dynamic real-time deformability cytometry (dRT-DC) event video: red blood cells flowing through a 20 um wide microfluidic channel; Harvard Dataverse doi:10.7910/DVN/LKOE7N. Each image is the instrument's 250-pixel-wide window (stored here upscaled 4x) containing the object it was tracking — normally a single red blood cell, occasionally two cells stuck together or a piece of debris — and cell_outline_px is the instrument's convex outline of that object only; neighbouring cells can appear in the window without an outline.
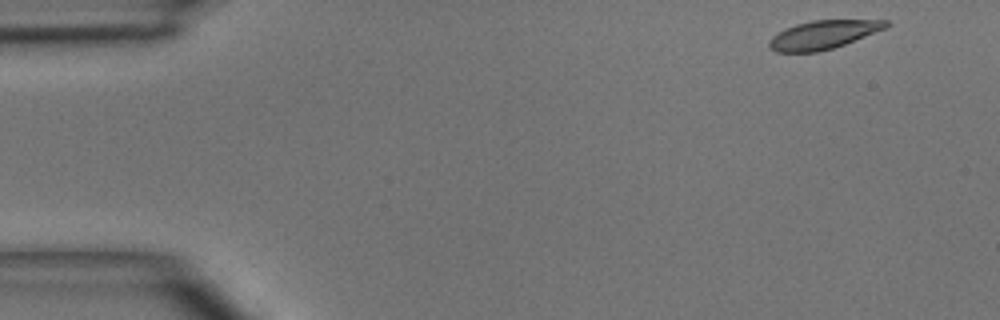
{"species": "common noctule bat (a hibernating species)", "species_latin": "Nyctalus noctula", "temperature_condition": "room temperature", "stored_images_in_passage": 4, "camera_frame_rate_fps": 3000, "um_per_image_px": 0.085, "animal": {"sex": "male", "body_mass_g": 15.6}, "frame": {"image": 1, "passage_image": 1, "time_ms": 0.0, "image_size_px": [1000, 320], "cell_outline_px": [[892, 24], [884, 28], [844, 44], [832, 48], [816, 52], [776, 52], [768, 44], [768, 40], [772, 36], [796, 24], [812, 20], [888, 20]], "centroid_in_image_um": [69.96, 2.95], "position_along_channel_um": 15.0, "area_um2": 19.02}}
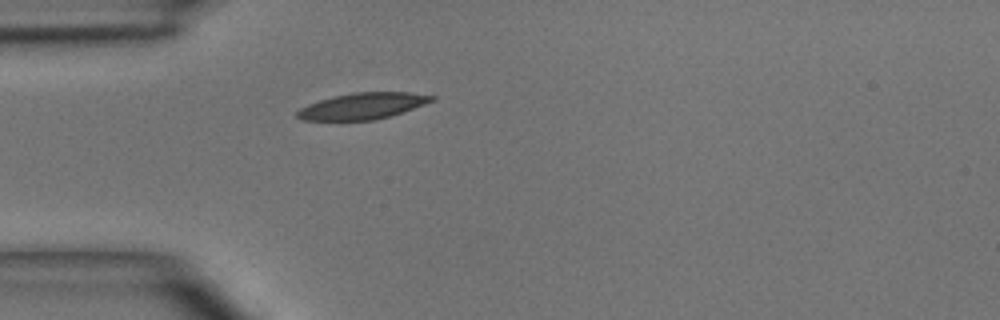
{"frame": {"image": 2, "passage_image": 4, "time_ms": 3.333, "image_size_px": [1000, 320], "cell_outline_px": [[436, 100], [388, 116], [372, 120], [300, 120], [296, 116], [296, 112], [300, 108], [308, 104], [332, 96], [352, 92], [412, 92], [436, 96]], "centroid_in_image_um": [30.8, 9.0], "position_along_channel_um": 54.2, "area_um2": 20.52}}